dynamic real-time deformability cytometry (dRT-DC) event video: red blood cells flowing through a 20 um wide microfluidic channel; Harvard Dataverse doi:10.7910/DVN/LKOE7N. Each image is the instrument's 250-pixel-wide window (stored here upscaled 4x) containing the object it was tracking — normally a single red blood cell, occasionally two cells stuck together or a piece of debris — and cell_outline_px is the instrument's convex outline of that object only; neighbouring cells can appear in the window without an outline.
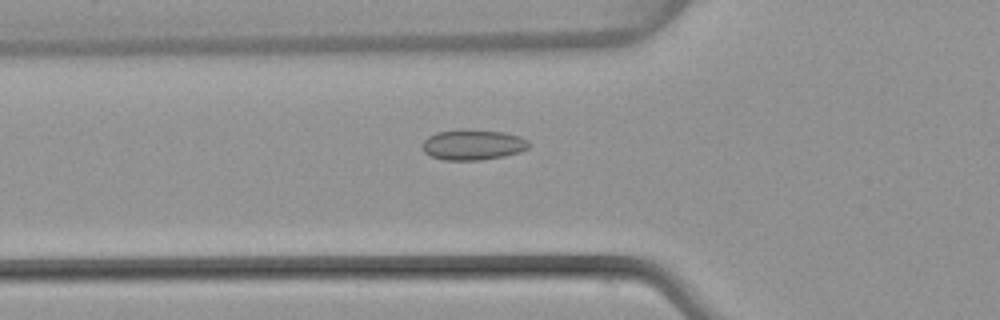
{"species": "common noctule bat (a hibernating species)", "species_latin": "Nyctalus noctula", "temperature_condition": "warm", "stored_images_in_passage": 41, "camera_frame_rate_fps": 3000, "um_per_image_px": 0.085, "animal": {"sex": "female", "body_mass_g": 22.7, "forearm_length_mm": 54.2}, "frame": {"image": 1, "passage_image": 8, "time_ms": 2.333, "image_size_px": [1000, 320], "cell_outline_px": [[532, 144], [528, 148], [520, 152], [504, 156], [480, 160], [444, 160], [432, 156], [424, 152], [424, 140], [428, 136], [436, 132], [504, 132], [520, 136], [528, 140]], "centroid_in_image_um": [40.26, 12.35], "position_along_channel_um": 85.5, "area_um2": 18.15}}
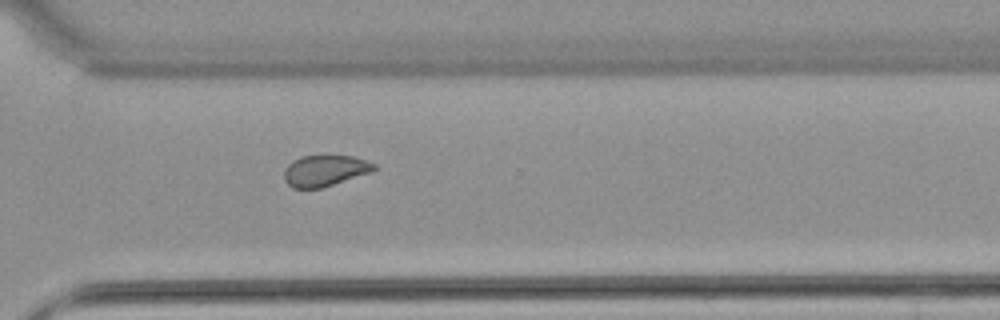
{"frame": {"image": 2, "passage_image": 27, "time_ms": 8.667, "image_size_px": [1000, 320], "cell_outline_px": [[380, 168], [372, 172], [320, 188], [292, 188], [284, 180], [284, 168], [292, 160], [300, 156], [352, 156], [376, 164]], "centroid_in_image_um": [27.61, 14.5], "position_along_channel_um": 343.0, "area_um2": 16.36}}
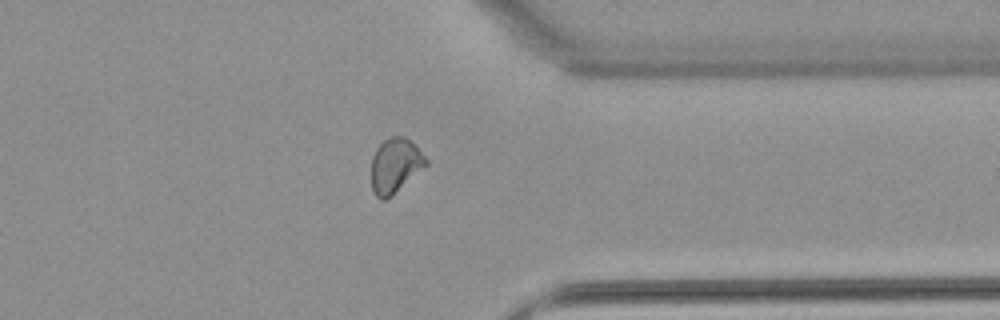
{"frame": {"image": 3, "passage_image": 30, "time_ms": 9.667, "image_size_px": [1000, 320], "cell_outline_px": [[428, 164], [392, 196], [384, 200], [380, 200], [372, 192], [372, 156], [376, 148], [384, 140], [392, 136], [404, 136], [416, 144], [428, 160]], "centroid_in_image_um": [33.6, 14.07], "position_along_channel_um": 377.8, "area_um2": 17.57}, "authors_computed_cell_mechanics": {"area_um2": 17.629, "velocity_mm_per_s": 4.0465, "shape_relaxation_time_tau1_ms": null, "shape_relaxation_time_tau2_ms": 1.5385, "deformation_change_tau1": null, "deformation_change_tau2": 0.0648}}